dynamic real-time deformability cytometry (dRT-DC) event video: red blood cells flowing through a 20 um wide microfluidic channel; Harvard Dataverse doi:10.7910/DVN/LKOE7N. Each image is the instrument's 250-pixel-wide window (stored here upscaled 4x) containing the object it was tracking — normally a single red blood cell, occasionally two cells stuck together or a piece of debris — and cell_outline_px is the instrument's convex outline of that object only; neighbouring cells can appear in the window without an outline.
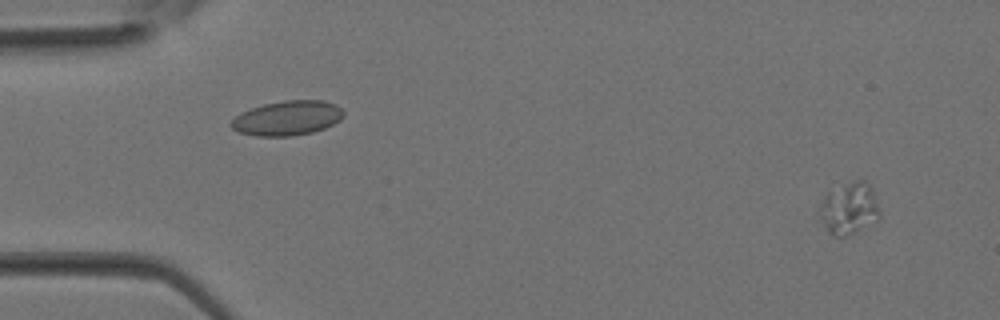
{"species": "Egyptian fruit bat (a non-hibernating species)", "species_latin": "Rousettus aegyptiacus", "temperature_condition": "room temperature", "stored_images_in_passage": 37, "camera_frame_rate_fps": 3000, "um_per_image_px": 0.085, "animal": {"sex": "female"}, "frame": {"image": 1, "passage_image": 2, "time_ms": 0.333, "image_size_px": [1000, 320], "cell_outline_px": [[880, 216], [876, 220], [844, 236], [832, 236], [824, 224], [820, 208], [824, 196], [828, 192], [856, 180], [864, 180], [872, 192]], "centroid_in_image_um": [72.15, 17.72], "position_along_channel_um": 12.8, "area_um2": 16.99}}
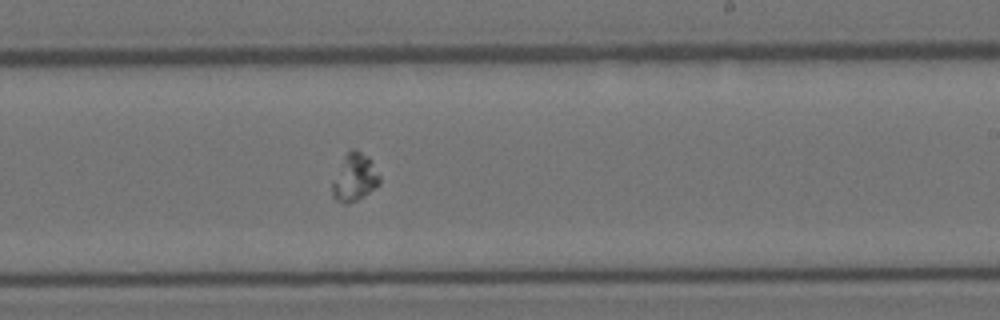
{"frame": {"image": 2, "passage_image": 22, "time_ms": 7.0, "image_size_px": [1000, 320], "cell_outline_px": [[380, 184], [356, 200], [348, 204], [344, 204], [336, 200], [332, 196], [332, 184], [344, 156], [352, 148], [356, 148], [368, 156], [372, 160], [380, 176]], "centroid_in_image_um": [30.16, 15.07], "position_along_channel_um": 258.8, "area_um2": 13.01}}
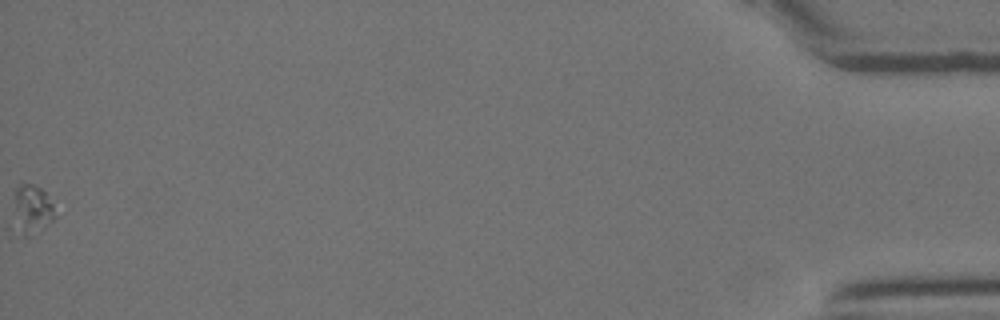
{"frame": {"image": 3, "passage_image": 37, "time_ms": 12.0, "image_size_px": [1000, 320], "cell_outline_px": [[56, 216], [44, 228], [28, 236], [20, 232], [16, 208], [16, 188], [24, 180], [40, 188], [44, 192], [52, 204]], "centroid_in_image_um": [2.79, 17.73], "position_along_channel_um": 432.4, "area_um2": 11.04}}